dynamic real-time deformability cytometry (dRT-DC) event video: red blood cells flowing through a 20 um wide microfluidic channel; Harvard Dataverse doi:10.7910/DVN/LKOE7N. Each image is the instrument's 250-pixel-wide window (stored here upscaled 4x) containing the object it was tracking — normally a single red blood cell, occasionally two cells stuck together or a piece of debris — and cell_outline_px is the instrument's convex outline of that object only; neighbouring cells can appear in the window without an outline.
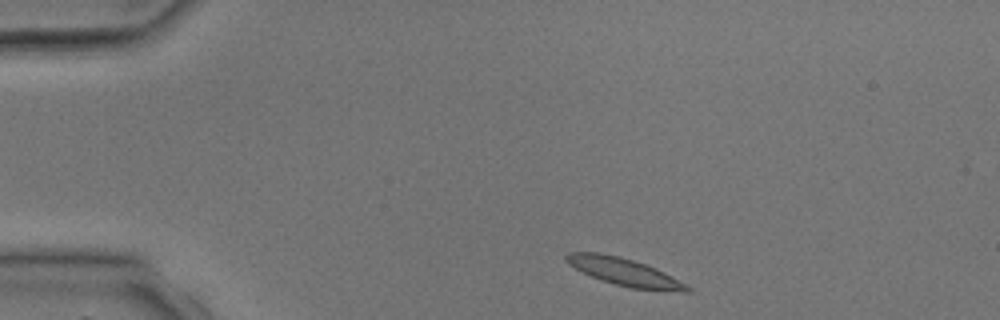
{"species": "common noctule bat (a hibernating species)", "species_latin": "Nyctalus noctula", "temperature_condition": "room temperature", "stored_images_in_passage": 2, "camera_frame_rate_fps": 3000, "um_per_image_px": 0.085, "animal": {"sex": "male", "body_mass_g": 17.9, "forearm_length_mm": 54.2}, "frame": {"image": 1, "passage_image": 1, "time_ms": 0.0, "image_size_px": [1000, 320], "cell_outline_px": [[692, 292], [684, 292], [632, 288], [600, 280], [580, 272], [568, 264], [564, 260], [564, 256], [568, 252], [600, 252], [620, 256], [656, 268], [664, 272], [692, 288]], "centroid_in_image_um": [53.01, 23.1], "position_along_channel_um": 32.0, "area_um2": 19.48}}
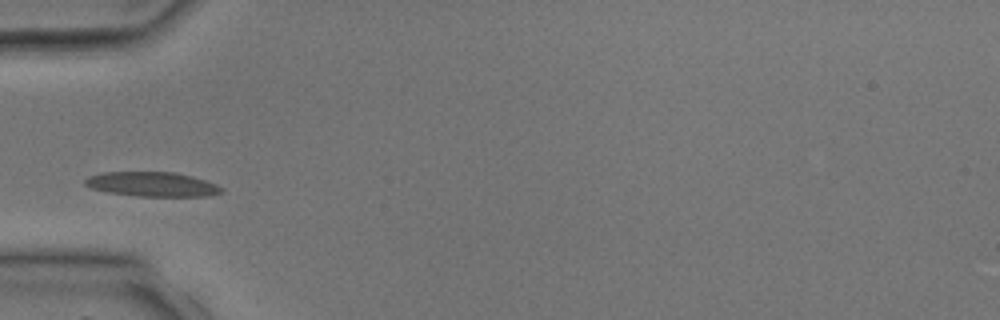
{"frame": {"image": 2, "passage_image": 2, "time_ms": 2.0, "image_size_px": [1000, 320], "cell_outline_px": [[224, 188], [220, 192], [208, 196], [136, 196], [108, 192], [92, 188], [84, 184], [84, 180], [88, 176], [100, 172], [176, 172], [192, 176], [216, 184]], "centroid_in_image_um": [12.91, 15.65], "position_along_channel_um": 72.1, "area_um2": 19.48}}